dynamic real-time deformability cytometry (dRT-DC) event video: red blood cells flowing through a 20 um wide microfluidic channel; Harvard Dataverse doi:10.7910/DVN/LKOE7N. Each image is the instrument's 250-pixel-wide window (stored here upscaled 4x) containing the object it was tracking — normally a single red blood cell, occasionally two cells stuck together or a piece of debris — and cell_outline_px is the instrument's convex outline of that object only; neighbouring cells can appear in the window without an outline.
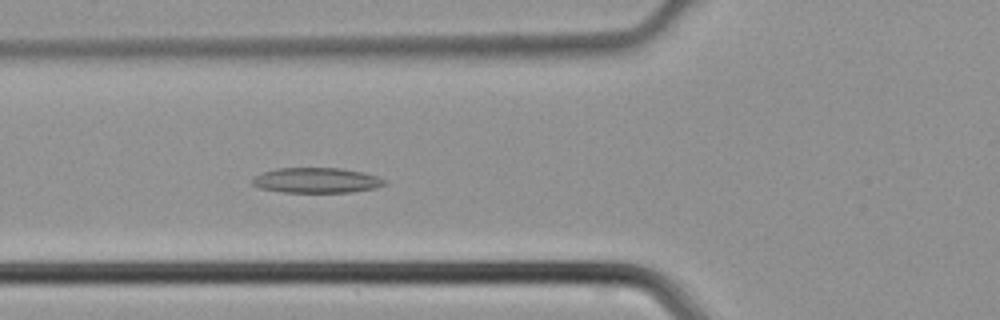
{"species": "common noctule bat (a hibernating species)", "species_latin": "Nyctalus noctula", "temperature_condition": "cold", "stored_images_in_passage": 47, "camera_frame_rate_fps": 3000, "um_per_image_px": 0.085, "animal": {"sex": "male", "body_mass_g": 21.5, "forearm_length_mm": 52.0}, "frame": {"image": 1, "passage_image": 18, "time_ms": 5.667, "image_size_px": [1000, 320], "cell_outline_px": [[388, 184], [376, 188], [352, 192], [284, 192], [260, 188], [252, 184], [252, 180], [256, 176], [264, 172], [276, 168], [340, 168], [364, 172], [388, 180]], "centroid_in_image_um": [26.97, 15.33], "position_along_channel_um": 98.8, "area_um2": 19.48}}
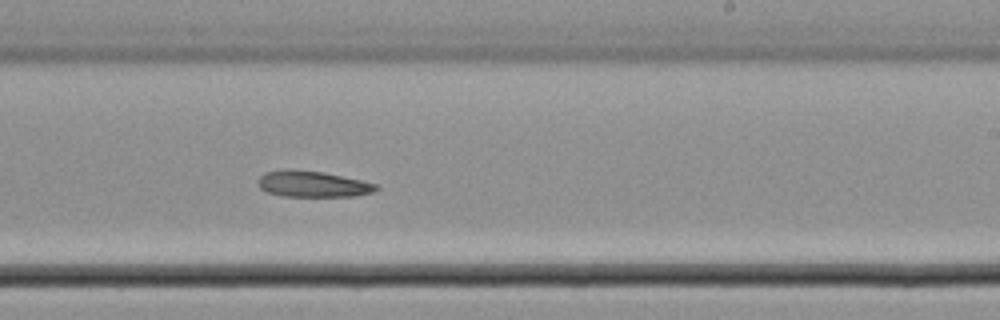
{"frame": {"image": 2, "passage_image": 29, "time_ms": 9.333, "image_size_px": [1000, 320], "cell_outline_px": [[380, 188], [372, 192], [356, 196], [284, 196], [268, 192], [260, 188], [260, 176], [264, 172], [324, 172], [360, 180], [376, 184]], "centroid_in_image_um": [26.67, 15.69], "position_along_channel_um": 262.3, "area_um2": 16.99}}
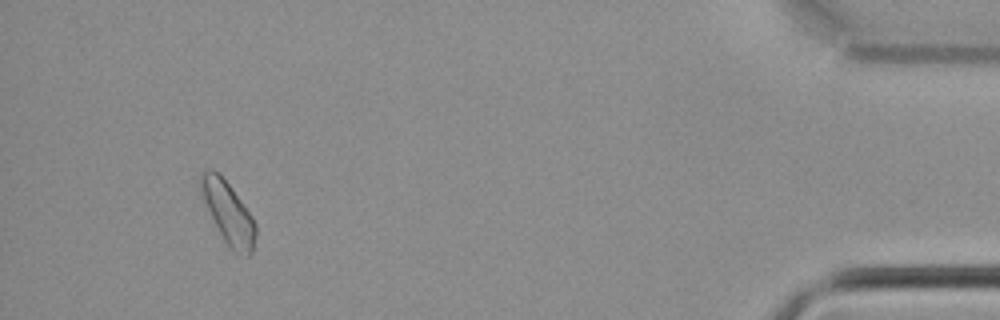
{"frame": {"image": 3, "passage_image": 44, "time_ms": 14.333, "image_size_px": [1000, 320], "cell_outline_px": [[256, 236], [252, 252], [248, 256], [228, 248], [204, 200], [200, 188], [200, 176], [208, 168], [216, 172], [232, 188], [252, 216], [256, 224]], "centroid_in_image_um": [19.43, 18.11], "position_along_channel_um": 415.8, "area_um2": 19.13}}